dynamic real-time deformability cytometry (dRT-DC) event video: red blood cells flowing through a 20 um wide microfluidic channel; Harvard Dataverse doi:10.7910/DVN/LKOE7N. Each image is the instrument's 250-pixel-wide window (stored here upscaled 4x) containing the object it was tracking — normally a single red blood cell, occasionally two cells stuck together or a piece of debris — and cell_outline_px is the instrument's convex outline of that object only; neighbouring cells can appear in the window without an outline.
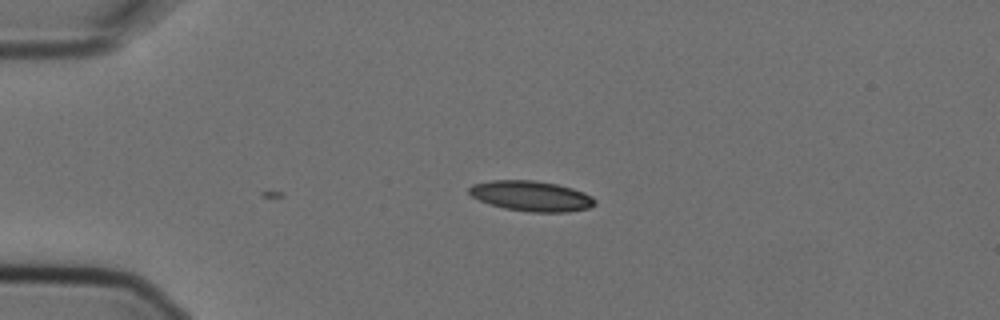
{"species": "Egyptian fruit bat (a non-hibernating species)", "species_latin": "Rousettus aegyptiacus", "temperature_condition": "cold", "stored_images_in_passage": 4, "camera_frame_rate_fps": 3000, "um_per_image_px": 0.085, "animal": {"sex": "female"}, "frame": {"image": 1, "passage_image": 4, "time_ms": 1.0, "image_size_px": [1000, 320], "cell_outline_px": [[596, 204], [588, 208], [568, 212], [528, 212], [504, 208], [480, 200], [472, 196], [468, 192], [468, 188], [472, 184], [492, 180], [532, 180], [556, 184], [572, 188], [584, 192], [592, 196], [596, 200]], "centroid_in_image_um": [45.17, 16.66], "position_along_channel_um": 39.8, "area_um2": 22.2}}